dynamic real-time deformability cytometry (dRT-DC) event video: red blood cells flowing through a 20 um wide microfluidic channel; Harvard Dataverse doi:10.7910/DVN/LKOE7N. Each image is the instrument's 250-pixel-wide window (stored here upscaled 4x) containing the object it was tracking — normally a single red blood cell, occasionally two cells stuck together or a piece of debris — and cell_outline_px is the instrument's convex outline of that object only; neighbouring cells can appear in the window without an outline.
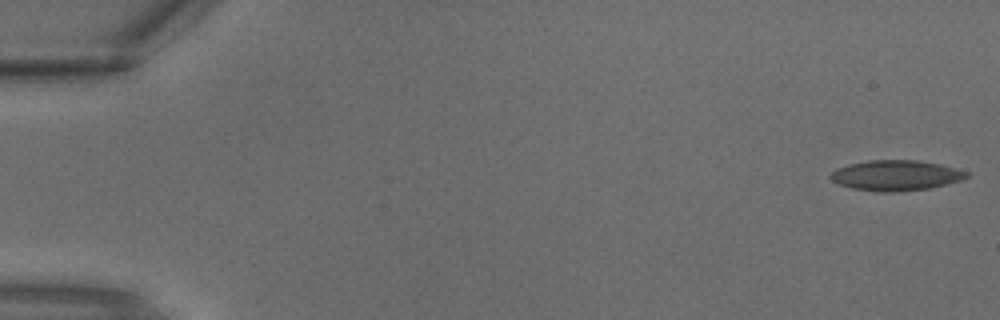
{"species": "common noctule bat (a hibernating species)", "species_latin": "Nyctalus noctula", "temperature_condition": "warm", "stored_images_in_passage": 4, "camera_frame_rate_fps": 3000, "um_per_image_px": 0.085, "animal": {"sex": "male", "body_mass_g": 18.8}, "frame": {"image": 1, "passage_image": 1, "time_ms": 0.0, "image_size_px": [1000, 320], "cell_outline_px": [[968, 176], [960, 180], [928, 188], [892, 192], [876, 192], [852, 188], [840, 184], [832, 180], [828, 176], [836, 168], [848, 164], [868, 160], [916, 160], [940, 164], [968, 172]], "centroid_in_image_um": [76.09, 14.9], "position_along_channel_um": 8.9, "area_um2": 23.87}}